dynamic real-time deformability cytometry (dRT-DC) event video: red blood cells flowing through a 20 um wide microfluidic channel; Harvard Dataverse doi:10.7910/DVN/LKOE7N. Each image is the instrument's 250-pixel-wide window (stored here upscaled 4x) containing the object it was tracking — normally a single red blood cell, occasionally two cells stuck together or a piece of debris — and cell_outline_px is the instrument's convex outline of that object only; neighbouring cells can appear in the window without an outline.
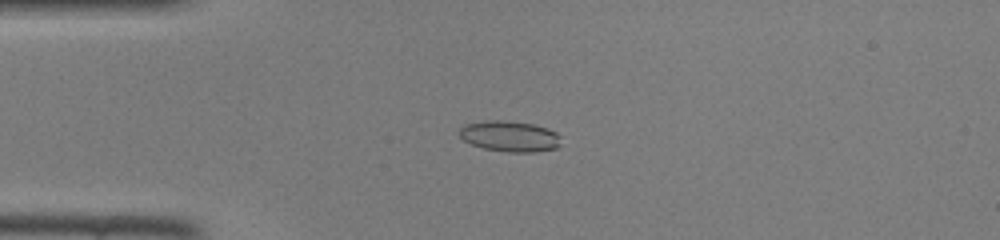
{"species": "common noctule bat (a hibernating species)", "species_latin": "Nyctalus noctula", "temperature_condition": "room temperature", "stored_images_in_passage": 46, "camera_frame_rate_fps": 3000, "um_per_image_px": 0.085, "animal": {"sex": "female", "body_mass_g": 22.0, "forearm_length_mm": 56.7}, "frame": {"image": 1, "passage_image": 11, "time_ms": 3.333, "image_size_px": [1000, 240], "cell_outline_px": [[560, 144], [556, 148], [536, 152], [508, 152], [484, 148], [472, 144], [464, 140], [460, 136], [460, 128], [464, 124], [488, 120], [504, 120], [532, 124], [548, 128], [556, 132], [560, 136]], "centroid_in_image_um": [43.34, 11.58], "position_along_channel_um": 41.7, "area_um2": 18.21}}
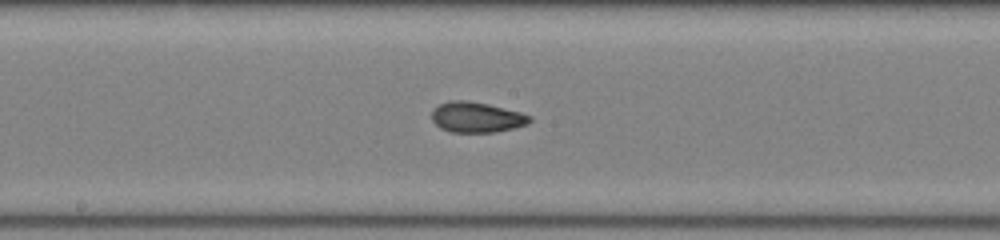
{"frame": {"image": 2, "passage_image": 24, "time_ms": 7.667, "image_size_px": [1000, 240], "cell_outline_px": [[532, 120], [528, 124], [496, 132], [452, 132], [440, 128], [432, 120], [432, 108], [448, 100], [468, 100], [488, 104], [520, 112], [532, 116]], "centroid_in_image_um": [40.5, 9.95], "position_along_channel_um": 207.7, "area_um2": 17.46}}
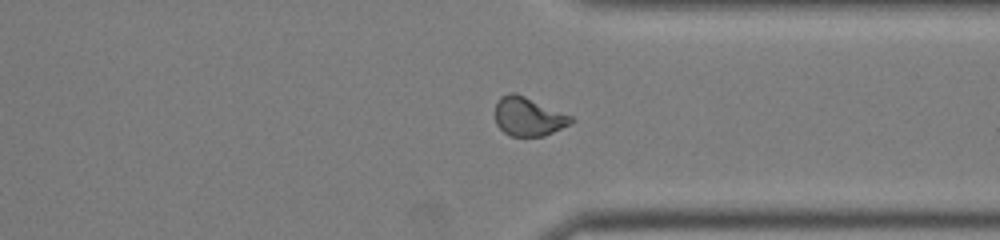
{"frame": {"image": 3, "passage_image": 35, "time_ms": 11.333, "image_size_px": [1000, 240], "cell_outline_px": [[576, 120], [544, 136], [512, 136], [504, 132], [496, 124], [496, 104], [500, 96], [508, 92], [516, 92], [572, 116]], "centroid_in_image_um": [44.89, 9.89], "position_along_channel_um": 366.5, "area_um2": 17.05}}